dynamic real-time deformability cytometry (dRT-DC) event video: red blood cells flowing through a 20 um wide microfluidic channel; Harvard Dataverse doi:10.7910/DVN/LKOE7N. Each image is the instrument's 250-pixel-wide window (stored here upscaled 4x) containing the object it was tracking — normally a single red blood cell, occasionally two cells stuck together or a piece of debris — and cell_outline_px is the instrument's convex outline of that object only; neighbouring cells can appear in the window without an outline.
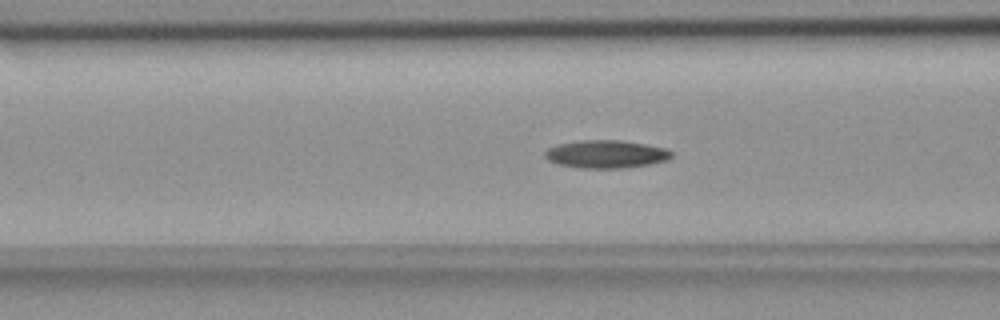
{"species": "common noctule bat (a hibernating species)", "species_latin": "Nyctalus noctula", "temperature_condition": "room temperature", "stored_images_in_passage": 54, "camera_frame_rate_fps": 3000, "um_per_image_px": 0.085, "animal": {"sex": "female", "body_mass_g": 18.4}, "frame": {"image": 1, "passage_image": 20, "time_ms": 6.333, "image_size_px": [1000, 320], "cell_outline_px": [[672, 156], [668, 160], [648, 164], [624, 168], [580, 168], [556, 164], [548, 160], [544, 156], [544, 152], [548, 148], [560, 144], [580, 140], [620, 140], [668, 148], [672, 152]], "centroid_in_image_um": [51.51, 13.1], "position_along_channel_um": 115.1, "area_um2": 20.63}}
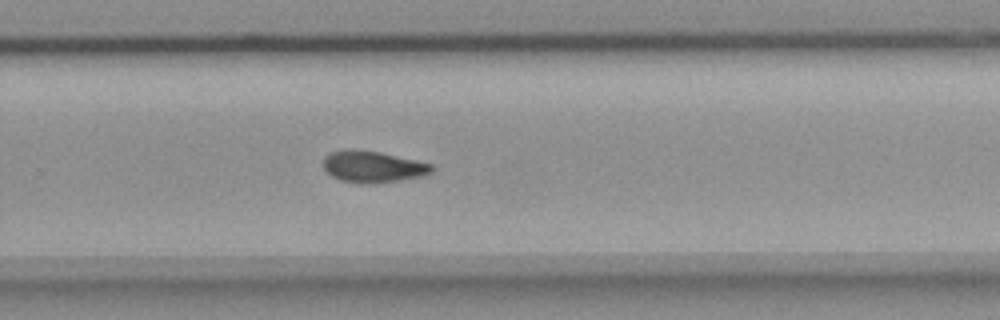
{"frame": {"image": 2, "passage_image": 35, "time_ms": 11.333, "image_size_px": [1000, 320], "cell_outline_px": [[432, 172], [420, 176], [400, 180], [376, 184], [368, 184], [340, 180], [332, 176], [324, 168], [324, 156], [332, 152], [344, 148], [352, 148], [380, 152], [432, 164]], "centroid_in_image_um": [31.65, 14.16], "position_along_channel_um": 298.1, "area_um2": 19.88}}
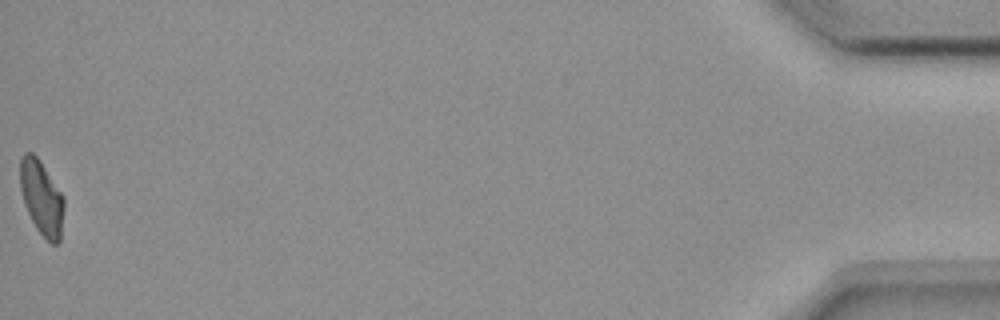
{"frame": {"image": 3, "passage_image": 54, "time_ms": 17.667, "image_size_px": [1000, 320], "cell_outline_px": [[64, 208], [60, 240], [56, 244], [52, 244], [36, 228], [24, 204], [20, 188], [20, 160], [24, 152], [32, 152], [40, 160], [64, 196]], "centroid_in_image_um": [3.54, 16.78], "position_along_channel_um": 431.7, "area_um2": 19.02}}